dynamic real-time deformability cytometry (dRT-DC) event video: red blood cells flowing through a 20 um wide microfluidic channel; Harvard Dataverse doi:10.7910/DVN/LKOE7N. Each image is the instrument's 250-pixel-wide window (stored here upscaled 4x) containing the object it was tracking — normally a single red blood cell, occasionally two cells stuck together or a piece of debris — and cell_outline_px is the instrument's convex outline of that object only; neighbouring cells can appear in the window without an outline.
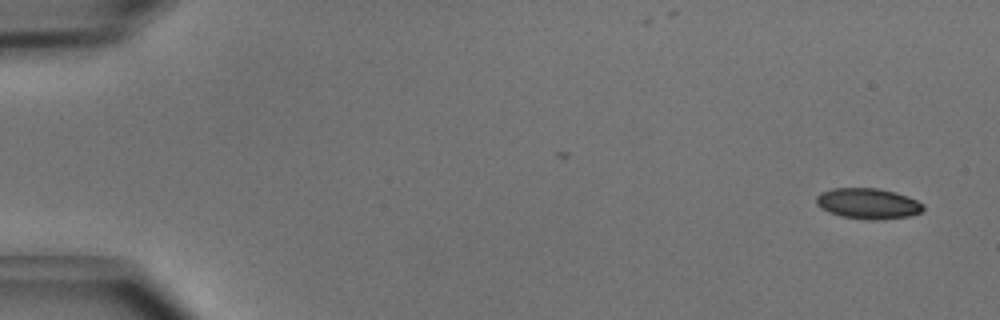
{"species": "common noctule bat (a hibernating species)", "species_latin": "Nyctalus noctula", "temperature_condition": "cold", "stored_images_in_passage": 5, "camera_frame_rate_fps": 3000, "um_per_image_px": 0.085, "animal": {"sex": "male", "body_mass_g": 15.6}, "frame": {"image": 1, "passage_image": 1, "time_ms": 0.0, "image_size_px": [1000, 320], "cell_outline_px": [[924, 208], [920, 212], [908, 216], [872, 220], [868, 220], [840, 216], [828, 212], [820, 208], [816, 204], [816, 196], [820, 192], [832, 188], [876, 188], [896, 192], [908, 196], [924, 204]], "centroid_in_image_um": [73.74, 17.29], "position_along_channel_um": 11.3, "area_um2": 19.19}}
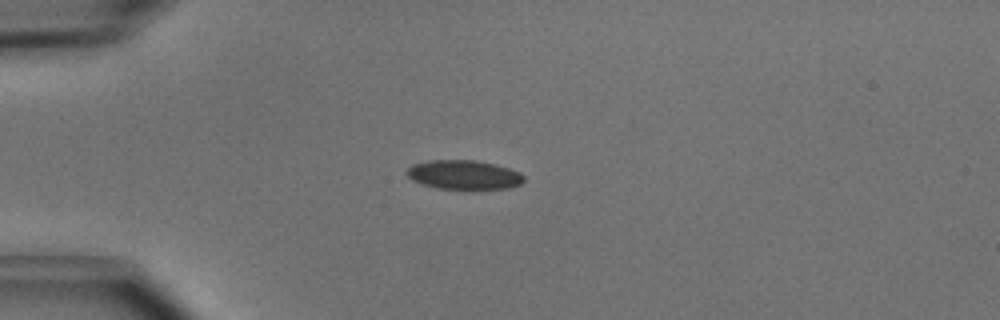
{"frame": {"image": 2, "passage_image": 4, "time_ms": 1.0, "image_size_px": [1000, 320], "cell_outline_px": [[524, 180], [520, 184], [508, 188], [436, 188], [412, 180], [408, 176], [408, 168], [412, 164], [428, 160], [476, 160], [496, 164], [520, 172], [524, 176]], "centroid_in_image_um": [39.44, 14.83], "position_along_channel_um": 45.6, "area_um2": 19.65}}